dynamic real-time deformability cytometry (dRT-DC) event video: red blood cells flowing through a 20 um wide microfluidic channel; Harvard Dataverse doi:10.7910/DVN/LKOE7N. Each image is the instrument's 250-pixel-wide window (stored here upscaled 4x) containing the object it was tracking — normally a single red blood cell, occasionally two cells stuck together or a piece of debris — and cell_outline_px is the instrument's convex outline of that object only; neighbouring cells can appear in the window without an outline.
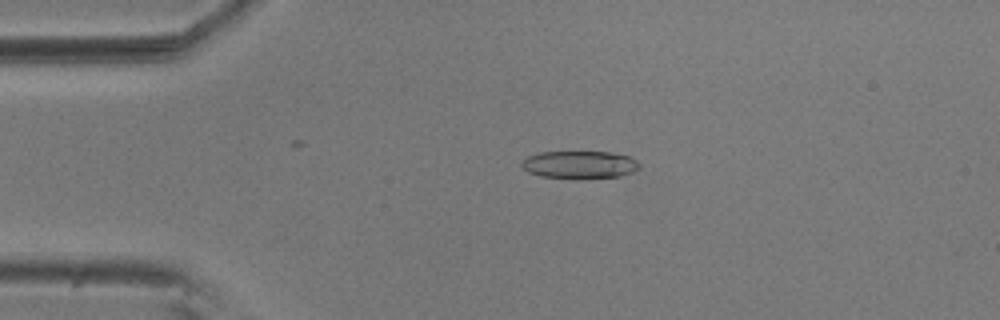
{"species": "common noctule bat (a hibernating species)", "species_latin": "Nyctalus noctula", "temperature_condition": "room temperature", "stored_images_in_passage": 50, "camera_frame_rate_fps": 3000, "um_per_image_px": 0.085, "animal": {"sex": "male", "body_mass_g": 20.5, "forearm_length_mm": 52.5}, "frame": {"image": 1, "passage_image": 12, "time_ms": 3.667, "image_size_px": [1000, 320], "cell_outline_px": [[640, 168], [632, 172], [620, 176], [576, 180], [540, 176], [528, 172], [520, 164], [528, 156], [540, 152], [612, 152], [628, 156], [636, 160], [640, 164]], "centroid_in_image_um": [49.28, 14.02], "position_along_channel_um": 35.7, "area_um2": 19.31}}
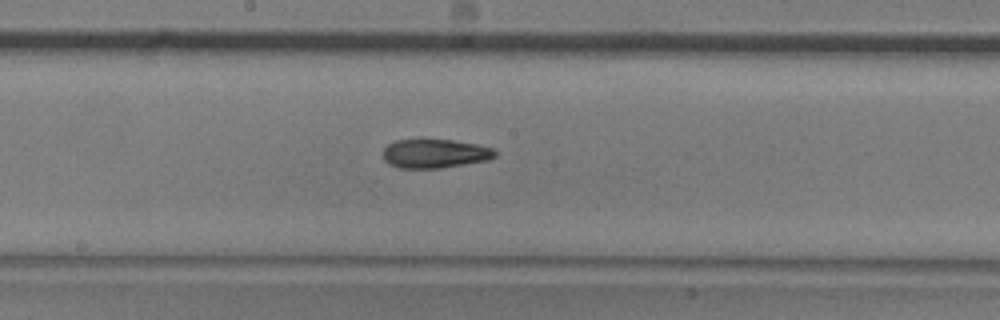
{"frame": {"image": 2, "passage_image": 29, "time_ms": 9.333, "image_size_px": [1000, 320], "cell_outline_px": [[496, 156], [488, 160], [440, 168], [400, 168], [388, 164], [384, 160], [384, 148], [388, 144], [396, 140], [420, 136], [452, 140], [476, 144], [492, 148], [496, 152]], "centroid_in_image_um": [36.91, 13.01], "position_along_channel_um": 211.3, "area_um2": 19.54}}
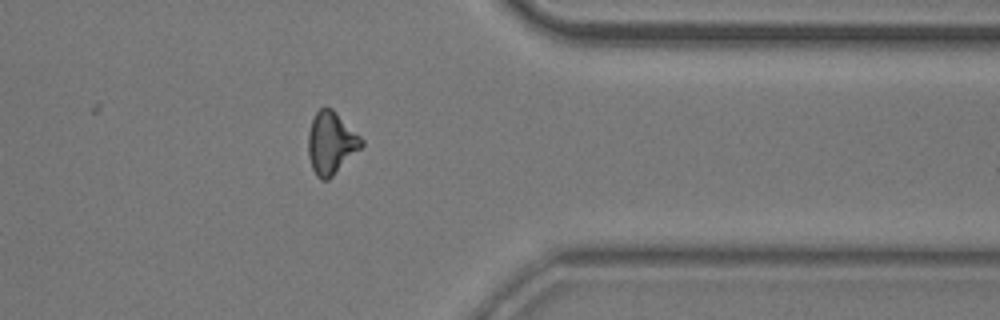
{"frame": {"image": 3, "passage_image": 44, "time_ms": 14.333, "image_size_px": [1000, 320], "cell_outline_px": [[364, 144], [328, 180], [320, 180], [316, 176], [312, 168], [308, 156], [308, 132], [312, 120], [316, 112], [320, 108], [332, 108], [364, 140]], "centroid_in_image_um": [28.12, 12.16], "position_along_channel_um": 383.3, "area_um2": 19.13}, "authors_computed_cell_mechanics": {"area_um2": 19.363, "velocity_mm_per_s": 3.6811, "shape_relaxation_time_tau1_ms": 3.9529, "shape_relaxation_time_tau2_ms": 4.9007, "deformation_change_tau1": 0.1442, "deformation_change_tau2": 0.1166}}